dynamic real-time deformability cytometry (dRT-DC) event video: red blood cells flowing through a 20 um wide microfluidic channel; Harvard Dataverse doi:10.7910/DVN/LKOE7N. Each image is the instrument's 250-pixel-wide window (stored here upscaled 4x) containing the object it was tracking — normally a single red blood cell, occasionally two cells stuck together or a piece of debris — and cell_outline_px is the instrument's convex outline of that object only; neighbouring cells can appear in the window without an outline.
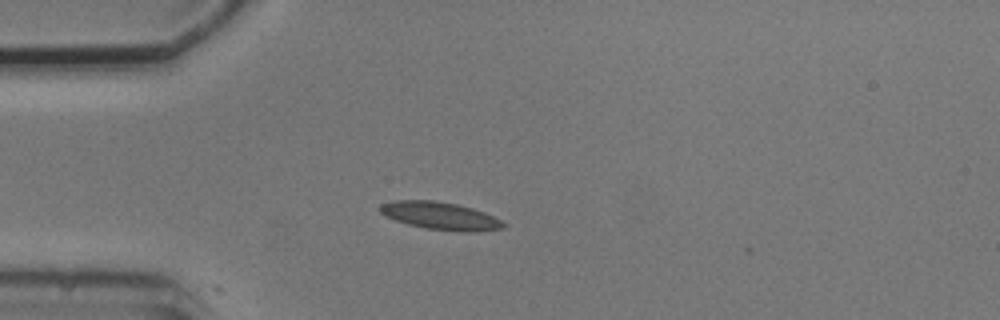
{"species": "common noctule bat (a hibernating species)", "species_latin": "Nyctalus noctula", "temperature_condition": "cold", "stored_images_in_passage": 4, "camera_frame_rate_fps": 3000, "um_per_image_px": 0.085, "animal": {"sex": "male", "body_mass_g": 20.5, "forearm_length_mm": 52.5}, "frame": {"image": 1, "passage_image": 4, "time_ms": 3.333, "image_size_px": [1000, 320], "cell_outline_px": [[504, 228], [476, 232], [464, 232], [424, 228], [408, 224], [396, 220], [380, 212], [376, 208], [380, 204], [396, 200], [432, 200], [456, 204], [472, 208], [484, 212], [500, 220], [504, 224]], "centroid_in_image_um": [37.4, 18.34], "position_along_channel_um": 47.6, "area_um2": 19.77}}